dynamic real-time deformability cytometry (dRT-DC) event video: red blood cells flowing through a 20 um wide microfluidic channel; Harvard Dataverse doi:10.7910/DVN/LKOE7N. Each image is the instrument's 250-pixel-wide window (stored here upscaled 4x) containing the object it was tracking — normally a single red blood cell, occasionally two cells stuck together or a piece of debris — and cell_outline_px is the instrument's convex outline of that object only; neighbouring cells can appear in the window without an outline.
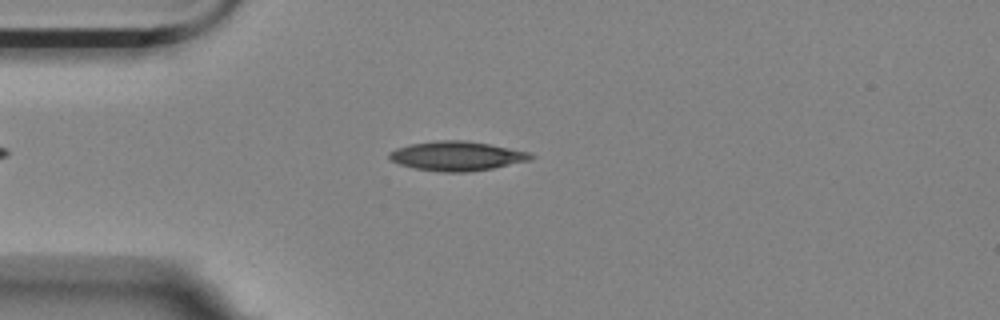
{"species": "Egyptian fruit bat (a non-hibernating species)", "species_latin": "Rousettus aegyptiacus", "temperature_condition": "room temperature", "stored_images_in_passage": 37, "camera_frame_rate_fps": 3000, "um_per_image_px": 0.085, "animal": {"sex": "female"}, "frame": {"image": 1, "passage_image": 10, "time_ms": 3.0, "image_size_px": [1000, 320], "cell_outline_px": [[536, 156], [532, 160], [492, 168], [468, 172], [440, 172], [416, 168], [400, 164], [392, 160], [388, 156], [388, 152], [396, 148], [412, 144], [436, 140], [464, 140], [488, 144], [528, 152]], "centroid_in_image_um": [38.84, 13.26], "position_along_channel_um": 46.2, "area_um2": 24.04}}
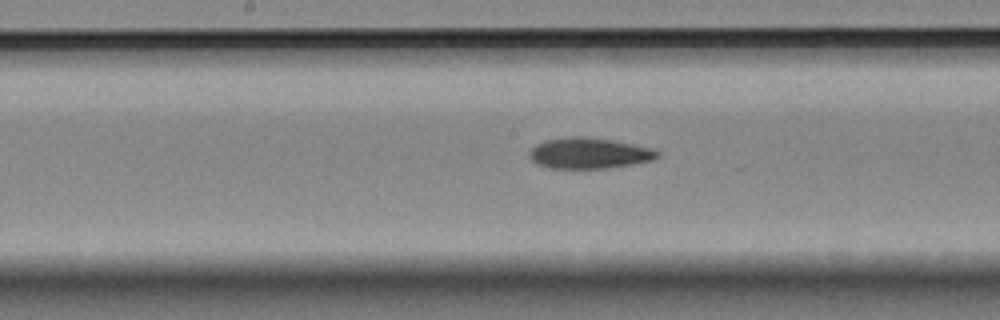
{"frame": {"image": 2, "passage_image": 24, "time_ms": 7.667, "image_size_px": [1000, 320], "cell_outline_px": [[660, 156], [652, 160], [632, 164], [608, 168], [552, 168], [536, 164], [528, 156], [528, 152], [536, 144], [544, 140], [568, 136], [588, 136], [612, 140], [632, 144], [648, 148], [660, 152]], "centroid_in_image_um": [50.02, 13.01], "position_along_channel_um": 198.2, "area_um2": 23.06}}
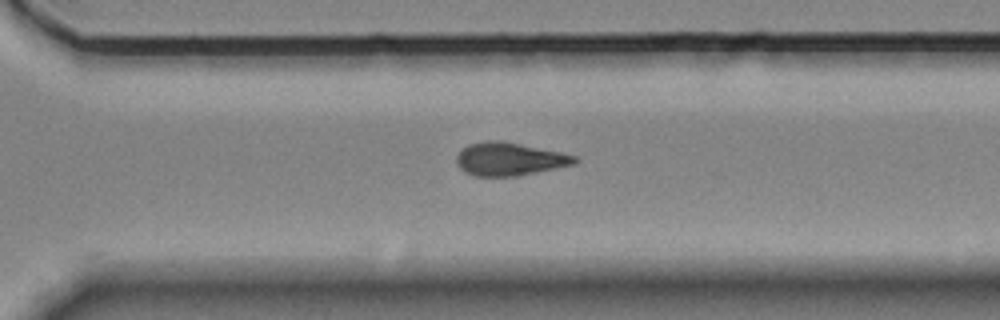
{"frame": {"image": 3, "passage_image": 35, "time_ms": 11.333, "image_size_px": [1000, 320], "cell_outline_px": [[580, 160], [576, 164], [516, 176], [476, 176], [464, 172], [456, 164], [456, 156], [468, 144], [484, 140], [500, 140], [560, 152], [576, 156]], "centroid_in_image_um": [43.29, 13.52], "position_along_channel_um": 327.3, "area_um2": 22.77}}